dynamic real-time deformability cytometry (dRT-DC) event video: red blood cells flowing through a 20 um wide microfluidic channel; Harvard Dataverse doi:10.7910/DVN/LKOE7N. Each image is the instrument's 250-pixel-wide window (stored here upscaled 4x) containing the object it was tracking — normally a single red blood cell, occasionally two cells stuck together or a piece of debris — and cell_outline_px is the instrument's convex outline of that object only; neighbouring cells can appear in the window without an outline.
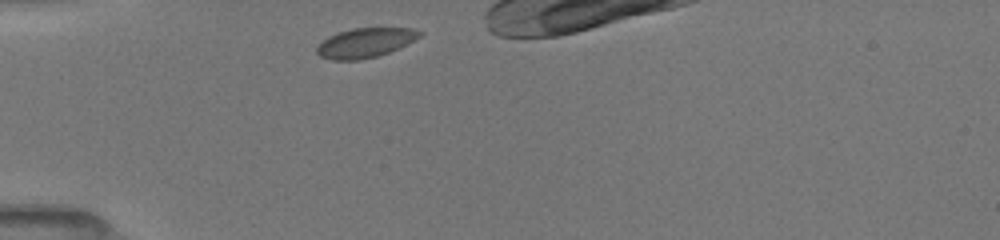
{"species": "common noctule bat (a hibernating species)", "species_latin": "Nyctalus noctula", "temperature_condition": "room temperature", "stored_images_in_passage": 16, "camera_frame_rate_fps": 3000, "um_per_image_px": 0.085, "animal": {"sex": "female", "body_mass_g": 19.5, "forearm_length_mm": 54.1}, "frame": {"image": 1, "passage_image": 1, "time_ms": 0.0, "image_size_px": [1000, 240], "cell_outline_px": [[424, 32], [420, 36], [388, 52], [376, 56], [360, 60], [332, 60], [320, 56], [316, 52], [316, 48], [328, 36], [352, 28], [412, 28]], "centroid_in_image_um": [31.01, 3.63], "position_along_channel_um": 54.0, "area_um2": 17.34}}
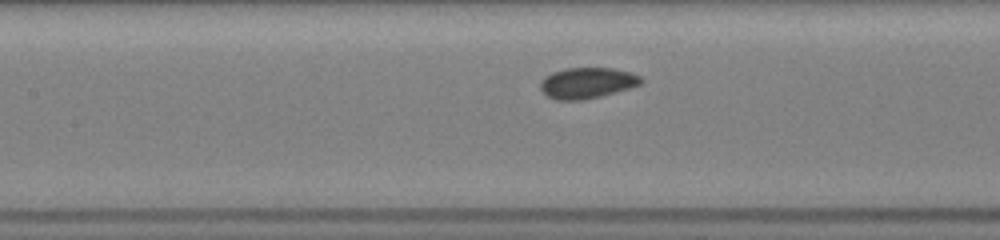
{"frame": {"image": 2, "passage_image": 6, "time_ms": 3.0, "image_size_px": [1000, 240], "cell_outline_px": [[644, 80], [640, 84], [628, 88], [600, 96], [584, 100], [556, 100], [548, 96], [540, 88], [540, 84], [544, 76], [552, 72], [564, 68], [612, 68], [632, 72], [640, 76]], "centroid_in_image_um": [49.89, 7.04], "position_along_channel_um": 157.5, "area_um2": 18.09}}
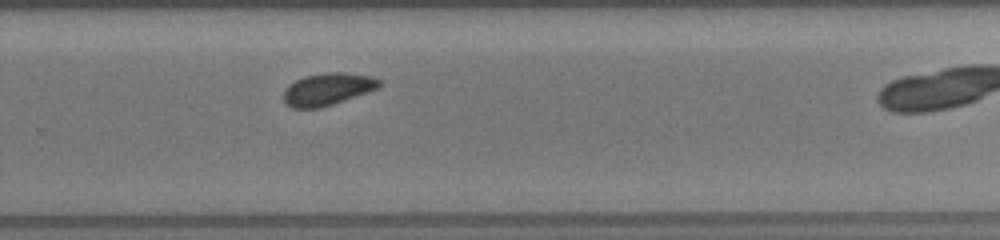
{"frame": {"image": 3, "passage_image": 16, "time_ms": 6.667, "image_size_px": [1000, 240], "cell_outline_px": [[380, 84], [376, 88], [332, 104], [320, 108], [292, 108], [284, 100], [284, 92], [296, 80], [304, 76], [324, 72], [344, 72], [372, 76], [380, 80]], "centroid_in_image_um": [27.84, 7.56], "position_along_channel_um": 302.0, "area_um2": 17.51}}